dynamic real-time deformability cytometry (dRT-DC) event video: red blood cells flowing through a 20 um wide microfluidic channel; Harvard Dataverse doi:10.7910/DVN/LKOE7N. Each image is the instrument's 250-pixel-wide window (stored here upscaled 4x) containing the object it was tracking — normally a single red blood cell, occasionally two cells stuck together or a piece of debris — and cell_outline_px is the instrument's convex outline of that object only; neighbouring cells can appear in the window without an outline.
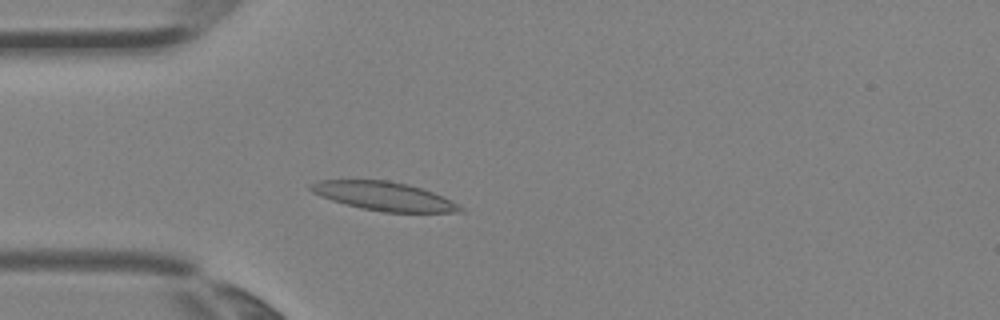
{"species": "Egyptian fruit bat (a non-hibernating species)", "species_latin": "Rousettus aegyptiacus", "temperature_condition": "room temperature", "stored_images_in_passage": 2, "camera_frame_rate_fps": 3000, "um_per_image_px": 0.085, "animal": {"sex": "female"}, "frame": {"image": 1, "passage_image": 2, "time_ms": 0.333, "image_size_px": [1000, 320], "cell_outline_px": [[464, 212], [384, 212], [360, 208], [332, 200], [320, 196], [312, 192], [308, 188], [308, 184], [320, 180], [388, 180], [408, 184], [432, 192], [452, 200], [460, 204], [464, 208]], "centroid_in_image_um": [32.64, 16.67], "position_along_channel_um": 52.4, "area_um2": 25.03}}